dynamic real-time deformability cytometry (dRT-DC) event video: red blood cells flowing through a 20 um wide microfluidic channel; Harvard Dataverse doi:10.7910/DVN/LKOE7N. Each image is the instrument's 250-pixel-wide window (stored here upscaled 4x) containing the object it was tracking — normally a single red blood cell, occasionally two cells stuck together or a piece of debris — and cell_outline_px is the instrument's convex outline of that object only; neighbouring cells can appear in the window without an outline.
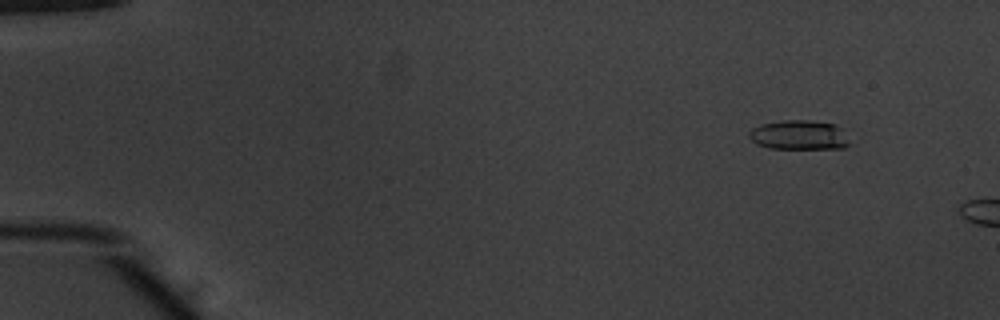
{"species": "common noctule bat (a hibernating species)", "species_latin": "Nyctalus noctula", "temperature_condition": "warm", "stored_images_in_passage": 10, "camera_frame_rate_fps": 3000, "um_per_image_px": 0.085, "animal": {"sex": "male", "body_mass_g": 20.1, "forearm_length_mm": 53.5}, "frame": {"image": 1, "passage_image": 6, "time_ms": 1.667, "image_size_px": [1000, 320], "cell_outline_px": [[848, 144], [844, 148], [768, 148], [756, 144], [748, 136], [748, 132], [752, 128], [760, 124], [784, 120], [808, 120], [836, 124], [840, 128]], "centroid_in_image_um": [67.84, 11.47], "position_along_channel_um": 17.2, "area_um2": 17.05}}